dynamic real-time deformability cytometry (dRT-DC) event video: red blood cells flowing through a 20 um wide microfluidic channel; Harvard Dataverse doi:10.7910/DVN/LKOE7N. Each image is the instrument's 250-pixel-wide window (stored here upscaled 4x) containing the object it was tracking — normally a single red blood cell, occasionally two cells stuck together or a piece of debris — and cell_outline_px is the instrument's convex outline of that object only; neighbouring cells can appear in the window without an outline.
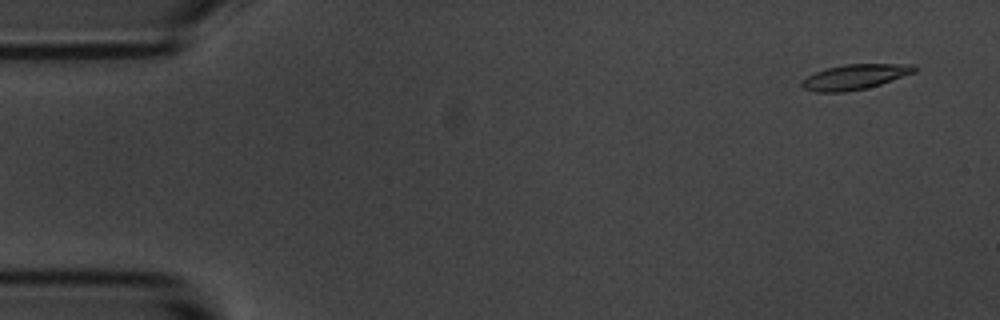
{"species": "common noctule bat (a hibernating species)", "species_latin": "Nyctalus noctula", "temperature_condition": "room temperature", "stored_images_in_passage": 6, "camera_frame_rate_fps": 3000, "um_per_image_px": 0.085, "animal": {"sex": "male", "body_mass_g": 20.1, "forearm_length_mm": 53.5}, "frame": {"image": 1, "passage_image": 2, "time_ms": 1.0, "image_size_px": [1000, 320], "cell_outline_px": [[916, 72], [880, 84], [864, 88], [844, 92], [816, 92], [804, 88], [800, 84], [808, 76], [816, 72], [828, 68], [844, 64], [916, 64]], "centroid_in_image_um": [72.69, 6.52], "position_along_channel_um": 12.3, "area_um2": 16.24}}
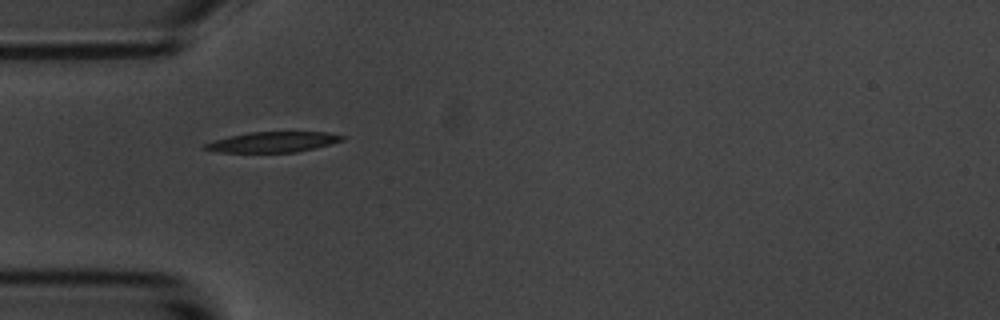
{"frame": {"image": 2, "passage_image": 5, "time_ms": 5.667, "image_size_px": [1000, 320], "cell_outline_px": [[344, 140], [296, 152], [220, 152], [204, 148], [204, 144], [228, 136], [248, 132], [328, 132], [344, 136]], "centroid_in_image_um": [23.2, 12.06], "position_along_channel_um": 61.8, "area_um2": 16.01}}